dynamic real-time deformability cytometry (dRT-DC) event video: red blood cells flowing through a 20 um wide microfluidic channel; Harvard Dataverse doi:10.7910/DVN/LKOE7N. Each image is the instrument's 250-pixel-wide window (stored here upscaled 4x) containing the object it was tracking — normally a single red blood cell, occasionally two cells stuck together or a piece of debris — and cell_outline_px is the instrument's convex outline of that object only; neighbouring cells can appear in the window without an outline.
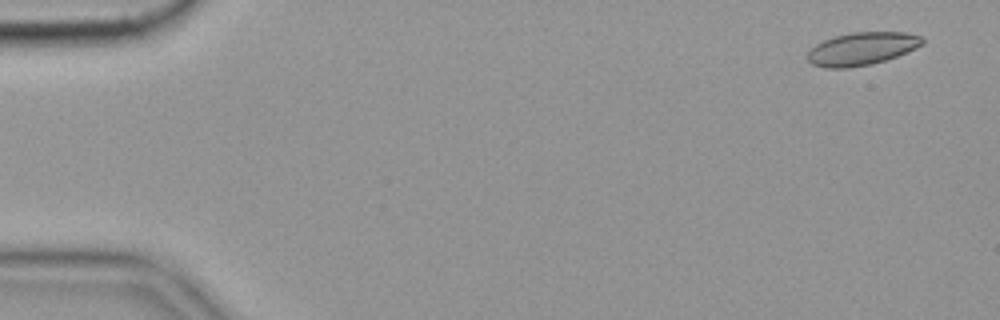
{"species": "common noctule bat (a hibernating species)", "species_latin": "Nyctalus noctula", "temperature_condition": "cold", "stored_images_in_passage": 57, "camera_frame_rate_fps": 3000, "um_per_image_px": 0.085, "animal": {"sex": "female", "body_mass_g": 19.9}, "frame": {"image": 1, "passage_image": 3, "time_ms": 0.667, "image_size_px": [1000, 320], "cell_outline_px": [[924, 44], [908, 52], [872, 64], [848, 68], [824, 68], [812, 64], [804, 56], [816, 44], [824, 40], [836, 36], [852, 32], [908, 32], [924, 36]], "centroid_in_image_um": [73.28, 4.14], "position_along_channel_um": 11.7, "area_um2": 22.2}}
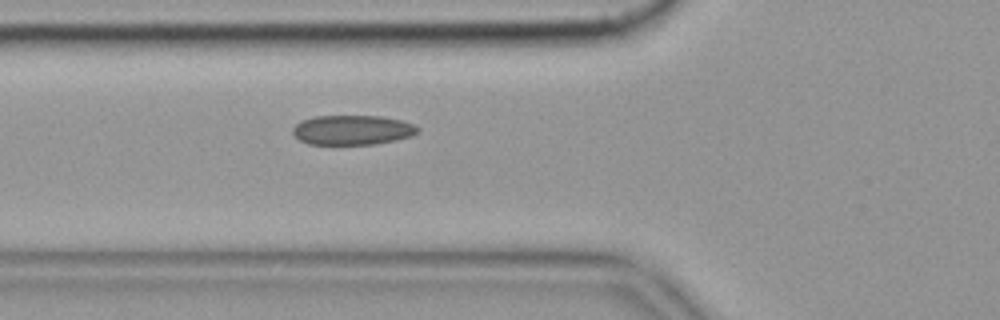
{"frame": {"image": 2, "passage_image": 21, "time_ms": 6.667, "image_size_px": [1000, 320], "cell_outline_px": [[420, 128], [412, 136], [396, 140], [372, 144], [308, 144], [300, 140], [292, 132], [292, 128], [300, 120], [312, 116], [380, 116], [400, 120], [412, 124]], "centroid_in_image_um": [29.91, 11.04], "position_along_channel_um": 95.9, "area_um2": 21.56}}
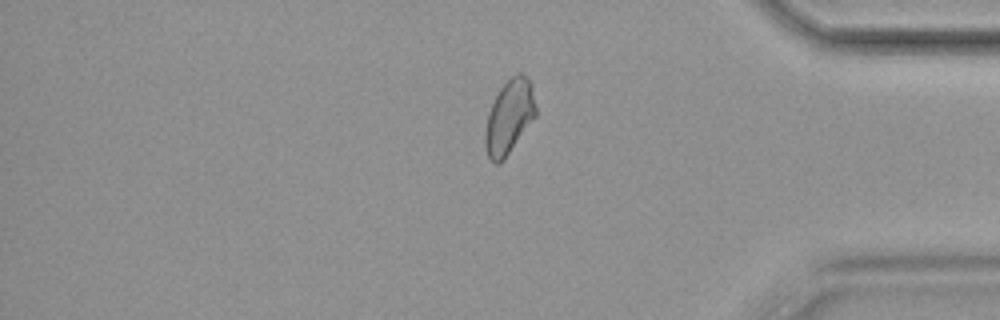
{"frame": {"image": 3, "passage_image": 48, "time_ms": 15.667, "image_size_px": [1000, 320], "cell_outline_px": [[536, 116], [504, 160], [500, 164], [496, 164], [488, 156], [484, 144], [484, 132], [488, 112], [500, 88], [516, 72], [520, 72], [528, 76], [532, 84], [536, 108]], "centroid_in_image_um": [43.29, 9.93], "position_along_channel_um": 391.9, "area_um2": 22.02}, "authors_computed_cell_mechanics": {"area_um2": 21.964, "velocity_mm_per_s": 3.5208, "shape_relaxation_time_tau1_ms": 8.5473, "shape_relaxation_time_tau2_ms": 1.859, "deformation_change_tau1": 0.1312, "deformation_change_tau2": 0.0836}}